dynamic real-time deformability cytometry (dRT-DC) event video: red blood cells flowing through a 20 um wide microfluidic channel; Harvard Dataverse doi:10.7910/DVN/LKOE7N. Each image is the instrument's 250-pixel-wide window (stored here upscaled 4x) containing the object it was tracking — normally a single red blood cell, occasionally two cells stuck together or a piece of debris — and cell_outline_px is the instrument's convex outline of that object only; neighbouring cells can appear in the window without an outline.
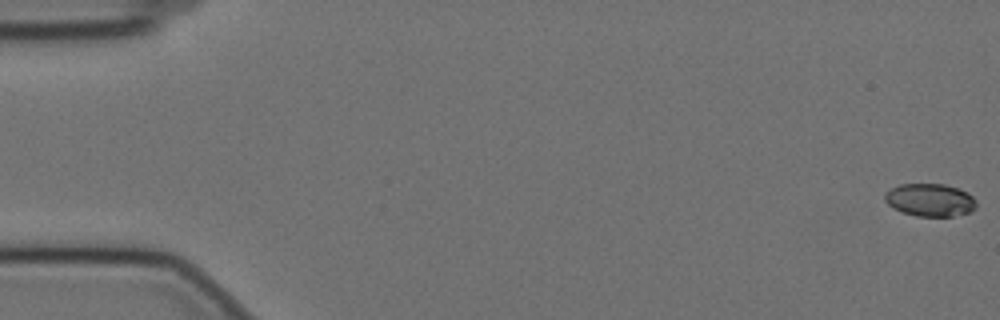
{"species": "Egyptian fruit bat (a non-hibernating species)", "species_latin": "Rousettus aegyptiacus", "temperature_condition": "cold", "stored_images_in_passage": 59, "camera_frame_rate_fps": 3000, "um_per_image_px": 0.085, "animal": {"sex": "female"}, "frame": {"image": 1, "passage_image": 1, "time_ms": 0.0, "image_size_px": [1000, 320], "cell_outline_px": [[976, 208], [972, 212], [952, 216], [916, 216], [892, 208], [884, 200], [884, 196], [892, 188], [900, 184], [944, 184], [960, 188], [968, 192], [976, 200]], "centroid_in_image_um": [79.09, 17.0], "position_along_channel_um": 5.9, "area_um2": 17.57}}
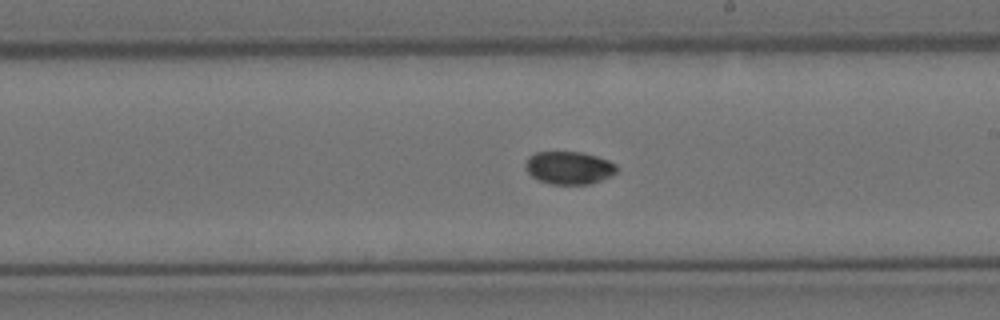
{"frame": {"image": 2, "passage_image": 34, "time_ms": 11.0, "image_size_px": [1000, 320], "cell_outline_px": [[616, 172], [612, 176], [588, 184], [552, 184], [540, 180], [532, 176], [524, 168], [524, 164], [528, 156], [536, 152], [580, 152], [596, 156], [608, 160], [616, 164]], "centroid_in_image_um": [48.34, 14.25], "position_along_channel_um": 240.7, "area_um2": 17.4}}
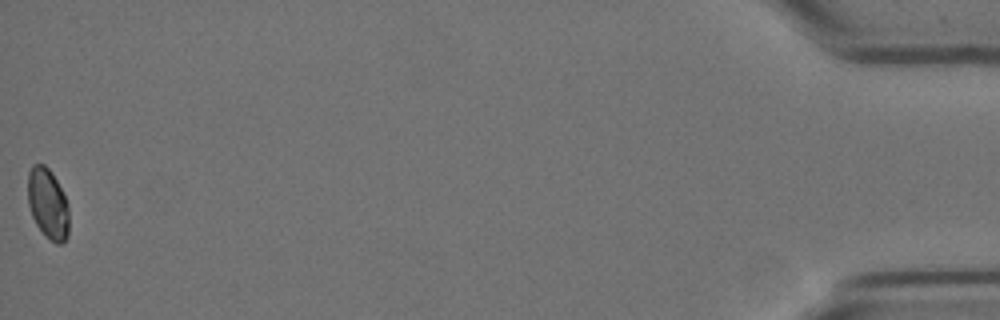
{"frame": {"image": 3, "passage_image": 59, "time_ms": 19.333, "image_size_px": [1000, 320], "cell_outline_px": [[68, 236], [60, 244], [56, 244], [44, 236], [36, 224], [32, 216], [28, 204], [28, 172], [32, 164], [44, 164], [52, 172], [68, 204]], "centroid_in_image_um": [4.05, 17.32], "position_along_channel_um": 431.1, "area_um2": 16.94}, "authors_computed_cell_mechanics": {"area_um2": 17.7446, "velocity_mm_per_s": 3.4719, "shape_relaxation_time_tau1_ms": 5.2989, "shape_relaxation_time_tau2_ms": 2.6842, "deformation_change_tau1": 0.084, "deformation_change_tau2": 0.0261}}